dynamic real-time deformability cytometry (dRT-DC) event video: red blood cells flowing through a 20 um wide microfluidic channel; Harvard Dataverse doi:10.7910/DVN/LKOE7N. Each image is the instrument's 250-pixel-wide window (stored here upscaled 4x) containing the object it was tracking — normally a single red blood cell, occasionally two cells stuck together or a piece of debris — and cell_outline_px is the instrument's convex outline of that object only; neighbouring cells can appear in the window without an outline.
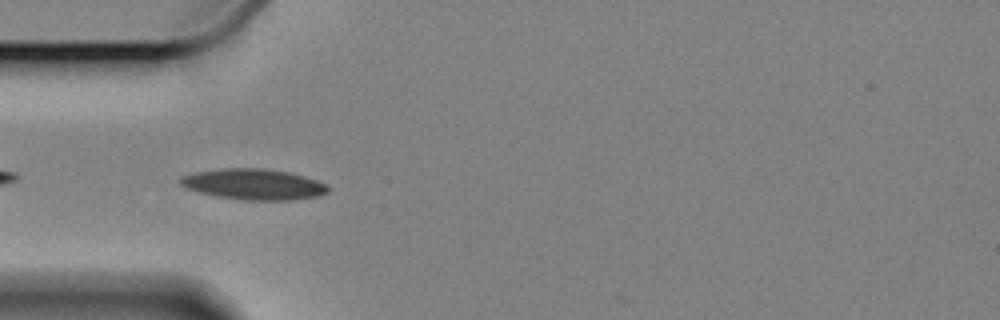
{"species": "Egyptian fruit bat (a non-hibernating species)", "species_latin": "Rousettus aegyptiacus", "temperature_condition": "cold", "stored_images_in_passage": 41, "camera_frame_rate_fps": 3000, "um_per_image_px": 0.085, "animal": {"sex": "female"}, "frame": {"image": 1, "passage_image": 3, "time_ms": 0.667, "image_size_px": [1000, 320], "cell_outline_px": [[328, 192], [320, 196], [292, 200], [240, 200], [216, 196], [200, 192], [188, 188], [180, 184], [180, 176], [196, 172], [224, 168], [264, 168], [288, 172], [304, 176], [316, 180], [324, 184], [328, 188]], "centroid_in_image_um": [21.56, 15.67], "position_along_channel_um": 63.4, "area_um2": 26.41}}
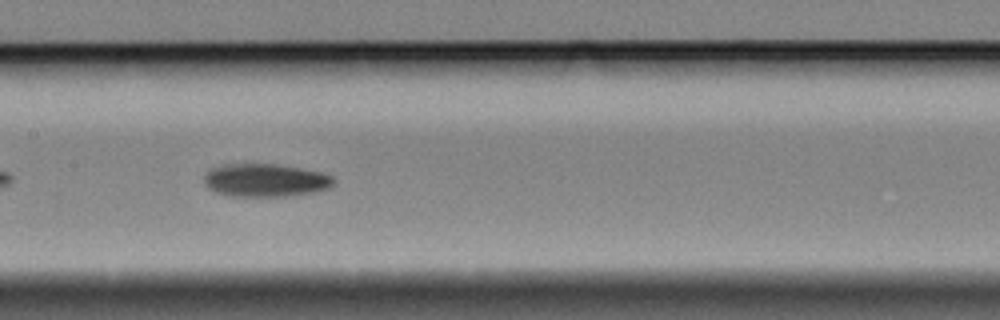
{"frame": {"image": 2, "passage_image": 14, "time_ms": 4.333, "image_size_px": [1000, 320], "cell_outline_px": [[332, 184], [328, 188], [312, 192], [288, 196], [228, 196], [216, 192], [208, 188], [204, 184], [204, 176], [212, 168], [224, 164], [276, 164], [300, 168], [320, 172], [332, 176]], "centroid_in_image_um": [22.5, 15.32], "position_along_channel_um": 184.9, "area_um2": 24.74}}
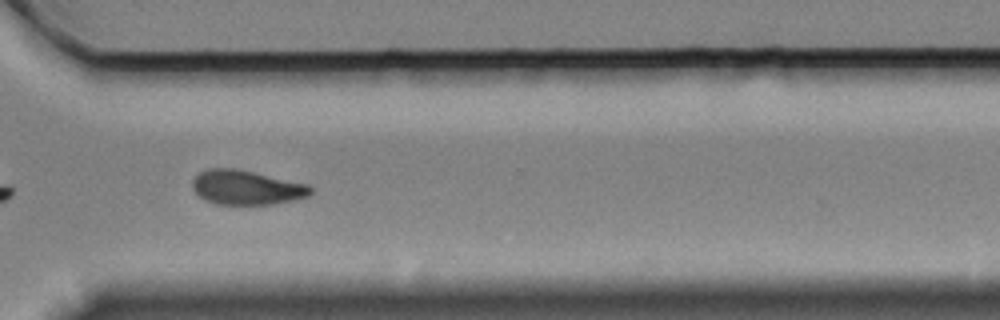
{"frame": {"image": 3, "passage_image": 29, "time_ms": 9.333, "image_size_px": [1000, 320], "cell_outline_px": [[312, 192], [308, 196], [296, 200], [272, 204], [216, 204], [204, 200], [192, 188], [192, 180], [200, 172], [208, 168], [236, 168], [308, 184], [312, 188]], "centroid_in_image_um": [20.95, 15.93], "position_along_channel_um": 349.7, "area_um2": 23.76}, "authors_computed_cell_mechanics": {"area_um2": 24.7384, "velocity_mm_per_s": 3.3009, "shape_relaxation_time_tau1_ms": 5.7824, "shape_relaxation_time_tau2_ms": 9.5972, "deformation_change_tau1": 0.1227, "deformation_change_tau2": 0.1514}}